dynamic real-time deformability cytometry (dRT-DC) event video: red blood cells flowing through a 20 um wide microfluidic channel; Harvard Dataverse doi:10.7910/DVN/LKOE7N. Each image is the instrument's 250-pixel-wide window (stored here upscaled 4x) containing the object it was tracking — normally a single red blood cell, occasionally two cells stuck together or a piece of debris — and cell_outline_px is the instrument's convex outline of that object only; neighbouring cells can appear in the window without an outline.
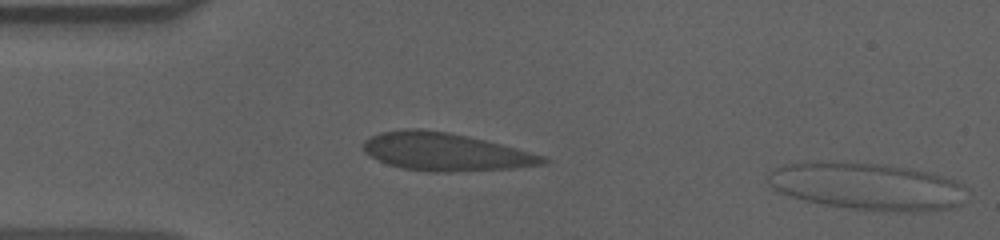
{"species": "human", "species_latin": "Homo sapiens", "temperature_condition": "cold", "stored_images_in_passage": 2, "segment_of_instrument_passage": [2, 2], "camera_frame_rate_fps": 3000, "um_per_image_px": 0.085, "donor": {"sex": "male"}, "frame": {"image": 1, "passage_image": 2, "time_ms": 0.333, "image_size_px": [1000, 240], "cell_outline_px": [[972, 188], [960, 204], [952, 208], [924, 212], [896, 212], [852, 208], [824, 204], [804, 200], [780, 192], [772, 188], [768, 184], [768, 176], [772, 168], [780, 164], [884, 164], [912, 168], [932, 172], [956, 180]], "centroid_in_image_um": [73.86, 15.87], "position_along_channel_um": 11.1, "area_um2": 54.51}}